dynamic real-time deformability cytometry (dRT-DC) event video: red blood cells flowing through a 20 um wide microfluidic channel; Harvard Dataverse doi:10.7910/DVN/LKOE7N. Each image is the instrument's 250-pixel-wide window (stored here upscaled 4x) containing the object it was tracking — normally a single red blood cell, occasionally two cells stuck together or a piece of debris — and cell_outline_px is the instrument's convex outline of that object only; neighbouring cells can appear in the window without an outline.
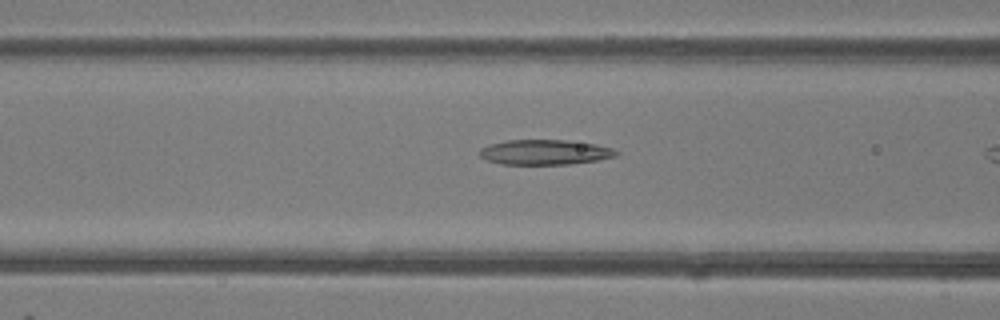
{"species": "common noctule bat (a hibernating species)", "species_latin": "Nyctalus noctula", "temperature_condition": "room temperature", "stored_images_in_passage": 9, "camera_frame_rate_fps": 3000, "um_per_image_px": 0.085, "animal": {"sex": "female"}, "frame": {"image": 1, "passage_image": 8, "time_ms": 2.333, "image_size_px": [1000, 320], "cell_outline_px": [[620, 152], [616, 156], [596, 160], [568, 164], [500, 164], [484, 160], [480, 156], [480, 148], [488, 144], [508, 140], [564, 140], [596, 144], [612, 148]], "centroid_in_image_um": [46.27, 12.93], "position_along_channel_um": 120.3, "area_um2": 19.94}}